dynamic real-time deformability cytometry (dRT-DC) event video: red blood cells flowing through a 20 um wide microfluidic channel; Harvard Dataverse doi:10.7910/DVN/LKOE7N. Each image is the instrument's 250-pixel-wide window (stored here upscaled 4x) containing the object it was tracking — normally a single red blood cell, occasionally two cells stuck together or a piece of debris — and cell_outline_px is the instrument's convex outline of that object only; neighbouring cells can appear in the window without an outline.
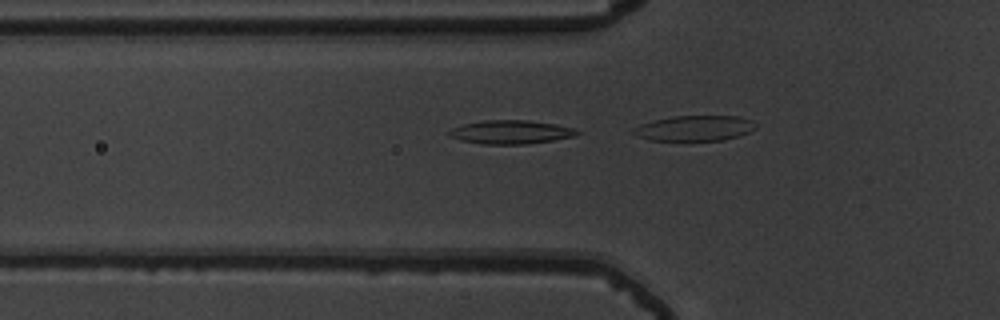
{"species": "common noctule bat (a hibernating species)", "species_latin": "Nyctalus noctula", "temperature_condition": "warm", "stored_images_in_passage": 9, "camera_frame_rate_fps": 3000, "um_per_image_px": 0.085, "animal": {"sex": "male", "body_mass_g": 19.5, "forearm_length_mm": 54.6}, "frame": {"image": 1, "passage_image": 8, "time_ms": 2.333, "image_size_px": [1000, 320], "cell_outline_px": [[580, 132], [572, 136], [552, 140], [528, 144], [480, 144], [460, 140], [448, 136], [448, 132], [452, 128], [464, 124], [484, 120], [528, 120], [556, 124], [576, 128]], "centroid_in_image_um": [43.4, 11.22], "position_along_channel_um": 82.4, "area_um2": 17.63}}